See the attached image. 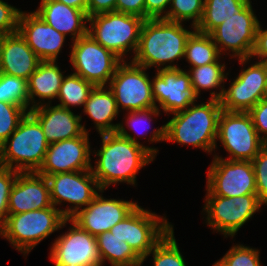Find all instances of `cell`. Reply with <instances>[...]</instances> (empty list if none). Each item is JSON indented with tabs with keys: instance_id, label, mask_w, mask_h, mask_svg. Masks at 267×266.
Returning a JSON list of instances; mask_svg holds the SVG:
<instances>
[{
	"instance_id": "cell-1",
	"label": "cell",
	"mask_w": 267,
	"mask_h": 266,
	"mask_svg": "<svg viewBox=\"0 0 267 266\" xmlns=\"http://www.w3.org/2000/svg\"><path fill=\"white\" fill-rule=\"evenodd\" d=\"M100 147L92 148L91 171L101 190L111 185L137 187V174L153 163L156 157L145 147L117 132L100 134ZM96 149V150H95Z\"/></svg>"
},
{
	"instance_id": "cell-2",
	"label": "cell",
	"mask_w": 267,
	"mask_h": 266,
	"mask_svg": "<svg viewBox=\"0 0 267 266\" xmlns=\"http://www.w3.org/2000/svg\"><path fill=\"white\" fill-rule=\"evenodd\" d=\"M194 26L166 19H146L143 23L137 50L131 59L147 69L181 68L186 42Z\"/></svg>"
},
{
	"instance_id": "cell-3",
	"label": "cell",
	"mask_w": 267,
	"mask_h": 266,
	"mask_svg": "<svg viewBox=\"0 0 267 266\" xmlns=\"http://www.w3.org/2000/svg\"><path fill=\"white\" fill-rule=\"evenodd\" d=\"M187 109L170 114L165 123V142L181 147L201 149L213 156L217 143L218 119L222 111L220 100L208 98Z\"/></svg>"
},
{
	"instance_id": "cell-4",
	"label": "cell",
	"mask_w": 267,
	"mask_h": 266,
	"mask_svg": "<svg viewBox=\"0 0 267 266\" xmlns=\"http://www.w3.org/2000/svg\"><path fill=\"white\" fill-rule=\"evenodd\" d=\"M67 218L53 205L48 208L8 215L0 225V238L9 242L24 259L56 231L64 229Z\"/></svg>"
},
{
	"instance_id": "cell-5",
	"label": "cell",
	"mask_w": 267,
	"mask_h": 266,
	"mask_svg": "<svg viewBox=\"0 0 267 266\" xmlns=\"http://www.w3.org/2000/svg\"><path fill=\"white\" fill-rule=\"evenodd\" d=\"M48 146L40 123L27 112L15 131L0 145V166L19 172H37Z\"/></svg>"
},
{
	"instance_id": "cell-6",
	"label": "cell",
	"mask_w": 267,
	"mask_h": 266,
	"mask_svg": "<svg viewBox=\"0 0 267 266\" xmlns=\"http://www.w3.org/2000/svg\"><path fill=\"white\" fill-rule=\"evenodd\" d=\"M144 21L141 17L117 11L99 13L88 18V34L123 61H131Z\"/></svg>"
},
{
	"instance_id": "cell-7",
	"label": "cell",
	"mask_w": 267,
	"mask_h": 266,
	"mask_svg": "<svg viewBox=\"0 0 267 266\" xmlns=\"http://www.w3.org/2000/svg\"><path fill=\"white\" fill-rule=\"evenodd\" d=\"M204 204L201 212L204 223L211 228L213 234H221L224 239L235 241L240 228L246 225L261 208H266L257 194H247L237 197H222L204 195Z\"/></svg>"
},
{
	"instance_id": "cell-8",
	"label": "cell",
	"mask_w": 267,
	"mask_h": 266,
	"mask_svg": "<svg viewBox=\"0 0 267 266\" xmlns=\"http://www.w3.org/2000/svg\"><path fill=\"white\" fill-rule=\"evenodd\" d=\"M213 157L232 161H252L265 146L253 125L248 112L222 110L218 119V134ZM225 149L226 157L219 155V145Z\"/></svg>"
},
{
	"instance_id": "cell-9",
	"label": "cell",
	"mask_w": 267,
	"mask_h": 266,
	"mask_svg": "<svg viewBox=\"0 0 267 266\" xmlns=\"http://www.w3.org/2000/svg\"><path fill=\"white\" fill-rule=\"evenodd\" d=\"M241 66L239 73L231 78V70L225 79L223 95L220 99L222 110L230 112H248L260 100L263 99V92L266 80V63L254 61L250 58L235 59ZM252 60V61H251ZM247 67V68H246ZM230 77V78H228Z\"/></svg>"
},
{
	"instance_id": "cell-10",
	"label": "cell",
	"mask_w": 267,
	"mask_h": 266,
	"mask_svg": "<svg viewBox=\"0 0 267 266\" xmlns=\"http://www.w3.org/2000/svg\"><path fill=\"white\" fill-rule=\"evenodd\" d=\"M69 63L73 73L94 86H107L117 67L123 62L111 50L104 48L89 34L69 44Z\"/></svg>"
},
{
	"instance_id": "cell-11",
	"label": "cell",
	"mask_w": 267,
	"mask_h": 266,
	"mask_svg": "<svg viewBox=\"0 0 267 266\" xmlns=\"http://www.w3.org/2000/svg\"><path fill=\"white\" fill-rule=\"evenodd\" d=\"M168 221L165 214L159 215L138 205L110 231L121 241L127 242L143 258L174 226Z\"/></svg>"
},
{
	"instance_id": "cell-12",
	"label": "cell",
	"mask_w": 267,
	"mask_h": 266,
	"mask_svg": "<svg viewBox=\"0 0 267 266\" xmlns=\"http://www.w3.org/2000/svg\"><path fill=\"white\" fill-rule=\"evenodd\" d=\"M253 4L249 2L209 34L223 57L233 61L251 57L260 21Z\"/></svg>"
},
{
	"instance_id": "cell-13",
	"label": "cell",
	"mask_w": 267,
	"mask_h": 266,
	"mask_svg": "<svg viewBox=\"0 0 267 266\" xmlns=\"http://www.w3.org/2000/svg\"><path fill=\"white\" fill-rule=\"evenodd\" d=\"M149 69L131 61H123L107 85L120 113L155 107Z\"/></svg>"
},
{
	"instance_id": "cell-14",
	"label": "cell",
	"mask_w": 267,
	"mask_h": 266,
	"mask_svg": "<svg viewBox=\"0 0 267 266\" xmlns=\"http://www.w3.org/2000/svg\"><path fill=\"white\" fill-rule=\"evenodd\" d=\"M46 178L52 205L67 219L85 208L101 190L91 170L58 173Z\"/></svg>"
},
{
	"instance_id": "cell-15",
	"label": "cell",
	"mask_w": 267,
	"mask_h": 266,
	"mask_svg": "<svg viewBox=\"0 0 267 266\" xmlns=\"http://www.w3.org/2000/svg\"><path fill=\"white\" fill-rule=\"evenodd\" d=\"M206 174L205 195L237 197L257 194L251 161H232L213 157Z\"/></svg>"
},
{
	"instance_id": "cell-16",
	"label": "cell",
	"mask_w": 267,
	"mask_h": 266,
	"mask_svg": "<svg viewBox=\"0 0 267 266\" xmlns=\"http://www.w3.org/2000/svg\"><path fill=\"white\" fill-rule=\"evenodd\" d=\"M63 227L67 230L56 235L49 247L48 257L54 266H102L96 237L71 219H66Z\"/></svg>"
},
{
	"instance_id": "cell-17",
	"label": "cell",
	"mask_w": 267,
	"mask_h": 266,
	"mask_svg": "<svg viewBox=\"0 0 267 266\" xmlns=\"http://www.w3.org/2000/svg\"><path fill=\"white\" fill-rule=\"evenodd\" d=\"M151 77L155 107L165 115L187 109L199 102L200 96L191 86L190 74L183 68L157 70Z\"/></svg>"
},
{
	"instance_id": "cell-18",
	"label": "cell",
	"mask_w": 267,
	"mask_h": 266,
	"mask_svg": "<svg viewBox=\"0 0 267 266\" xmlns=\"http://www.w3.org/2000/svg\"><path fill=\"white\" fill-rule=\"evenodd\" d=\"M104 192L105 190H100L85 208L70 218L81 229L95 237L110 231L139 205L138 201H132V198H106Z\"/></svg>"
},
{
	"instance_id": "cell-19",
	"label": "cell",
	"mask_w": 267,
	"mask_h": 266,
	"mask_svg": "<svg viewBox=\"0 0 267 266\" xmlns=\"http://www.w3.org/2000/svg\"><path fill=\"white\" fill-rule=\"evenodd\" d=\"M90 134L49 144L43 164L37 171L47 177L64 172L91 170L92 144Z\"/></svg>"
},
{
	"instance_id": "cell-20",
	"label": "cell",
	"mask_w": 267,
	"mask_h": 266,
	"mask_svg": "<svg viewBox=\"0 0 267 266\" xmlns=\"http://www.w3.org/2000/svg\"><path fill=\"white\" fill-rule=\"evenodd\" d=\"M18 32L41 61H58L65 41L69 39L48 25L34 11L28 10L20 12Z\"/></svg>"
},
{
	"instance_id": "cell-21",
	"label": "cell",
	"mask_w": 267,
	"mask_h": 266,
	"mask_svg": "<svg viewBox=\"0 0 267 266\" xmlns=\"http://www.w3.org/2000/svg\"><path fill=\"white\" fill-rule=\"evenodd\" d=\"M40 123L49 144L81 136L92 129L82 123L81 115L75 111L54 104H43L29 110Z\"/></svg>"
},
{
	"instance_id": "cell-22",
	"label": "cell",
	"mask_w": 267,
	"mask_h": 266,
	"mask_svg": "<svg viewBox=\"0 0 267 266\" xmlns=\"http://www.w3.org/2000/svg\"><path fill=\"white\" fill-rule=\"evenodd\" d=\"M51 206L50 187L47 178L37 172H19L10 191L8 215Z\"/></svg>"
},
{
	"instance_id": "cell-23",
	"label": "cell",
	"mask_w": 267,
	"mask_h": 266,
	"mask_svg": "<svg viewBox=\"0 0 267 266\" xmlns=\"http://www.w3.org/2000/svg\"><path fill=\"white\" fill-rule=\"evenodd\" d=\"M40 62L18 31L0 36V73L28 81Z\"/></svg>"
},
{
	"instance_id": "cell-24",
	"label": "cell",
	"mask_w": 267,
	"mask_h": 266,
	"mask_svg": "<svg viewBox=\"0 0 267 266\" xmlns=\"http://www.w3.org/2000/svg\"><path fill=\"white\" fill-rule=\"evenodd\" d=\"M161 114L163 113L156 107L126 113L124 112L123 118L118 122L119 125L116 132L121 136L128 138L132 142L142 145L155 157H157V154H159V148L154 145H145V143L146 141L148 144L165 142V124L152 130V124H155L152 121L158 120L157 117H160ZM127 129L130 131L128 132ZM149 130L152 131L149 132ZM148 134L150 135L148 136ZM139 138L141 140L144 139L145 143L140 142Z\"/></svg>"
},
{
	"instance_id": "cell-25",
	"label": "cell",
	"mask_w": 267,
	"mask_h": 266,
	"mask_svg": "<svg viewBox=\"0 0 267 266\" xmlns=\"http://www.w3.org/2000/svg\"><path fill=\"white\" fill-rule=\"evenodd\" d=\"M33 10L48 25L70 37L71 42L88 34V15L85 11L67 6L56 0H41Z\"/></svg>"
},
{
	"instance_id": "cell-26",
	"label": "cell",
	"mask_w": 267,
	"mask_h": 266,
	"mask_svg": "<svg viewBox=\"0 0 267 266\" xmlns=\"http://www.w3.org/2000/svg\"><path fill=\"white\" fill-rule=\"evenodd\" d=\"M82 114L91 119L95 131L100 135L116 132L119 123L113 121H116L121 113L108 86L96 85L90 90L83 109H81V120Z\"/></svg>"
},
{
	"instance_id": "cell-27",
	"label": "cell",
	"mask_w": 267,
	"mask_h": 266,
	"mask_svg": "<svg viewBox=\"0 0 267 266\" xmlns=\"http://www.w3.org/2000/svg\"><path fill=\"white\" fill-rule=\"evenodd\" d=\"M58 61H41L27 81L29 110L56 101L66 71Z\"/></svg>"
},
{
	"instance_id": "cell-28",
	"label": "cell",
	"mask_w": 267,
	"mask_h": 266,
	"mask_svg": "<svg viewBox=\"0 0 267 266\" xmlns=\"http://www.w3.org/2000/svg\"><path fill=\"white\" fill-rule=\"evenodd\" d=\"M225 59L226 57H223L218 62L185 69L190 74L191 86L195 88L200 98L202 97L201 94L205 93L204 91H209L210 99H221L225 87V79L229 72Z\"/></svg>"
},
{
	"instance_id": "cell-29",
	"label": "cell",
	"mask_w": 267,
	"mask_h": 266,
	"mask_svg": "<svg viewBox=\"0 0 267 266\" xmlns=\"http://www.w3.org/2000/svg\"><path fill=\"white\" fill-rule=\"evenodd\" d=\"M98 253L102 266H141L142 258L125 241H121L111 231L96 236Z\"/></svg>"
},
{
	"instance_id": "cell-30",
	"label": "cell",
	"mask_w": 267,
	"mask_h": 266,
	"mask_svg": "<svg viewBox=\"0 0 267 266\" xmlns=\"http://www.w3.org/2000/svg\"><path fill=\"white\" fill-rule=\"evenodd\" d=\"M221 58L223 57L209 34L196 29L191 33L184 52L183 60L189 64L184 66L185 69L218 62Z\"/></svg>"
},
{
	"instance_id": "cell-31",
	"label": "cell",
	"mask_w": 267,
	"mask_h": 266,
	"mask_svg": "<svg viewBox=\"0 0 267 266\" xmlns=\"http://www.w3.org/2000/svg\"><path fill=\"white\" fill-rule=\"evenodd\" d=\"M248 3L246 0H205L203 15L196 30L210 34L225 20L240 12Z\"/></svg>"
},
{
	"instance_id": "cell-32",
	"label": "cell",
	"mask_w": 267,
	"mask_h": 266,
	"mask_svg": "<svg viewBox=\"0 0 267 266\" xmlns=\"http://www.w3.org/2000/svg\"><path fill=\"white\" fill-rule=\"evenodd\" d=\"M93 86L91 82L73 72L65 74L56 98V102L59 103H56V105L71 110L77 107L83 109Z\"/></svg>"
},
{
	"instance_id": "cell-33",
	"label": "cell",
	"mask_w": 267,
	"mask_h": 266,
	"mask_svg": "<svg viewBox=\"0 0 267 266\" xmlns=\"http://www.w3.org/2000/svg\"><path fill=\"white\" fill-rule=\"evenodd\" d=\"M174 226L154 246V248L142 258V265L146 260H151L152 266H187V261L180 250L174 234ZM152 256L151 259L148 257Z\"/></svg>"
},
{
	"instance_id": "cell-34",
	"label": "cell",
	"mask_w": 267,
	"mask_h": 266,
	"mask_svg": "<svg viewBox=\"0 0 267 266\" xmlns=\"http://www.w3.org/2000/svg\"><path fill=\"white\" fill-rule=\"evenodd\" d=\"M205 0H171L167 15L163 18L169 21L187 24L195 28L201 21Z\"/></svg>"
},
{
	"instance_id": "cell-35",
	"label": "cell",
	"mask_w": 267,
	"mask_h": 266,
	"mask_svg": "<svg viewBox=\"0 0 267 266\" xmlns=\"http://www.w3.org/2000/svg\"><path fill=\"white\" fill-rule=\"evenodd\" d=\"M0 101L22 106L29 112L27 80L0 73Z\"/></svg>"
},
{
	"instance_id": "cell-36",
	"label": "cell",
	"mask_w": 267,
	"mask_h": 266,
	"mask_svg": "<svg viewBox=\"0 0 267 266\" xmlns=\"http://www.w3.org/2000/svg\"><path fill=\"white\" fill-rule=\"evenodd\" d=\"M260 249L235 242L220 258L226 266H263L260 261Z\"/></svg>"
},
{
	"instance_id": "cell-37",
	"label": "cell",
	"mask_w": 267,
	"mask_h": 266,
	"mask_svg": "<svg viewBox=\"0 0 267 266\" xmlns=\"http://www.w3.org/2000/svg\"><path fill=\"white\" fill-rule=\"evenodd\" d=\"M26 113L22 106L0 101V145L15 131Z\"/></svg>"
},
{
	"instance_id": "cell-38",
	"label": "cell",
	"mask_w": 267,
	"mask_h": 266,
	"mask_svg": "<svg viewBox=\"0 0 267 266\" xmlns=\"http://www.w3.org/2000/svg\"><path fill=\"white\" fill-rule=\"evenodd\" d=\"M256 181L257 196L267 206V145H265L251 161Z\"/></svg>"
},
{
	"instance_id": "cell-39",
	"label": "cell",
	"mask_w": 267,
	"mask_h": 266,
	"mask_svg": "<svg viewBox=\"0 0 267 266\" xmlns=\"http://www.w3.org/2000/svg\"><path fill=\"white\" fill-rule=\"evenodd\" d=\"M19 171L0 166V225L8 216V203L12 185Z\"/></svg>"
},
{
	"instance_id": "cell-40",
	"label": "cell",
	"mask_w": 267,
	"mask_h": 266,
	"mask_svg": "<svg viewBox=\"0 0 267 266\" xmlns=\"http://www.w3.org/2000/svg\"><path fill=\"white\" fill-rule=\"evenodd\" d=\"M21 8L0 0V36L18 31Z\"/></svg>"
},
{
	"instance_id": "cell-41",
	"label": "cell",
	"mask_w": 267,
	"mask_h": 266,
	"mask_svg": "<svg viewBox=\"0 0 267 266\" xmlns=\"http://www.w3.org/2000/svg\"><path fill=\"white\" fill-rule=\"evenodd\" d=\"M248 113L252 118L258 136L267 145V100H260Z\"/></svg>"
},
{
	"instance_id": "cell-42",
	"label": "cell",
	"mask_w": 267,
	"mask_h": 266,
	"mask_svg": "<svg viewBox=\"0 0 267 266\" xmlns=\"http://www.w3.org/2000/svg\"><path fill=\"white\" fill-rule=\"evenodd\" d=\"M267 26L263 28L262 22L259 21L255 45L251 54V59L267 63Z\"/></svg>"
},
{
	"instance_id": "cell-43",
	"label": "cell",
	"mask_w": 267,
	"mask_h": 266,
	"mask_svg": "<svg viewBox=\"0 0 267 266\" xmlns=\"http://www.w3.org/2000/svg\"><path fill=\"white\" fill-rule=\"evenodd\" d=\"M170 4L171 0H145V20L164 18Z\"/></svg>"
},
{
	"instance_id": "cell-44",
	"label": "cell",
	"mask_w": 267,
	"mask_h": 266,
	"mask_svg": "<svg viewBox=\"0 0 267 266\" xmlns=\"http://www.w3.org/2000/svg\"><path fill=\"white\" fill-rule=\"evenodd\" d=\"M115 11L145 19V0H116Z\"/></svg>"
},
{
	"instance_id": "cell-45",
	"label": "cell",
	"mask_w": 267,
	"mask_h": 266,
	"mask_svg": "<svg viewBox=\"0 0 267 266\" xmlns=\"http://www.w3.org/2000/svg\"><path fill=\"white\" fill-rule=\"evenodd\" d=\"M116 0H88V17L99 13L115 11Z\"/></svg>"
},
{
	"instance_id": "cell-46",
	"label": "cell",
	"mask_w": 267,
	"mask_h": 266,
	"mask_svg": "<svg viewBox=\"0 0 267 266\" xmlns=\"http://www.w3.org/2000/svg\"><path fill=\"white\" fill-rule=\"evenodd\" d=\"M67 6L83 10L87 13V2L88 0H56Z\"/></svg>"
},
{
	"instance_id": "cell-47",
	"label": "cell",
	"mask_w": 267,
	"mask_h": 266,
	"mask_svg": "<svg viewBox=\"0 0 267 266\" xmlns=\"http://www.w3.org/2000/svg\"><path fill=\"white\" fill-rule=\"evenodd\" d=\"M263 99L267 100V63H266V80H265V87L263 92Z\"/></svg>"
},
{
	"instance_id": "cell-48",
	"label": "cell",
	"mask_w": 267,
	"mask_h": 266,
	"mask_svg": "<svg viewBox=\"0 0 267 266\" xmlns=\"http://www.w3.org/2000/svg\"><path fill=\"white\" fill-rule=\"evenodd\" d=\"M212 266H226L220 259L212 264Z\"/></svg>"
}]
</instances>
